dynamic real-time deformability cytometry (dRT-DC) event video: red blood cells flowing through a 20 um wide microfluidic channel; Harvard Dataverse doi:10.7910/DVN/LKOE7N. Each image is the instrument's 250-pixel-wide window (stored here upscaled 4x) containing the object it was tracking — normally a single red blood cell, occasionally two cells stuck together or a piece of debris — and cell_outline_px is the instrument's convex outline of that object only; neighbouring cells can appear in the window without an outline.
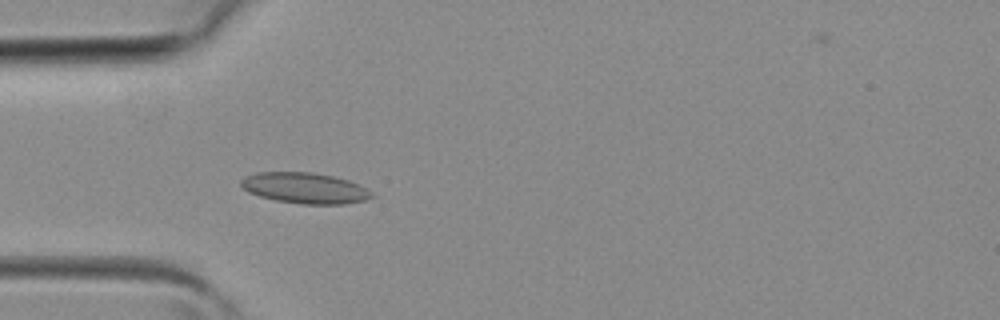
{"species": "common noctule bat (a hibernating species)", "species_latin": "Nyctalus noctula", "temperature_condition": "room temperature", "stored_images_in_passage": 33, "camera_frame_rate_fps": 3000, "um_per_image_px": 0.085, "animal": {"sex": "female", "body_mass_g": 19.3, "forearm_length_mm": 54.1}, "frame": {"image": 1, "passage_image": 8, "time_ms": 2.333, "image_size_px": [1000, 320], "cell_outline_px": [[376, 196], [368, 200], [344, 204], [300, 204], [276, 200], [260, 196], [248, 192], [240, 184], [240, 180], [244, 176], [256, 172], [312, 172], [332, 176], [348, 180], [372, 192]], "centroid_in_image_um": [25.91, 15.99], "position_along_channel_um": 59.1, "area_um2": 23.52}}
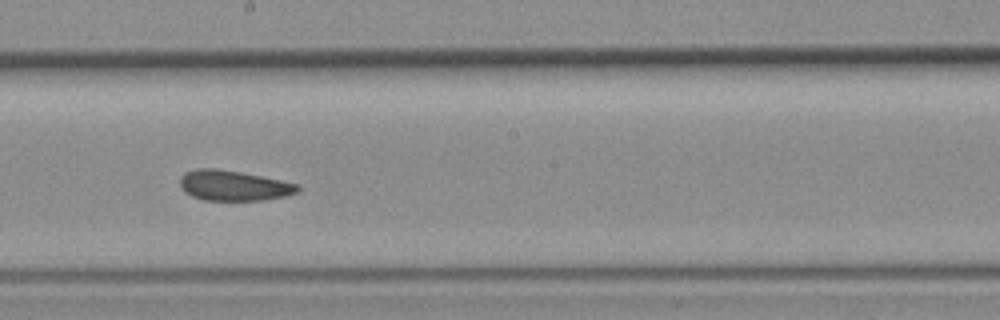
{"frame": {"image": 2, "passage_image": 18, "time_ms": 5.667, "image_size_px": [1000, 320], "cell_outline_px": [[300, 192], [284, 196], [264, 200], [204, 200], [192, 196], [184, 192], [180, 188], [180, 176], [184, 172], [196, 168], [212, 168], [240, 172], [280, 180], [296, 184], [300, 188]], "centroid_in_image_um": [19.81, 15.77], "position_along_channel_um": 228.4, "area_um2": 20.75}}
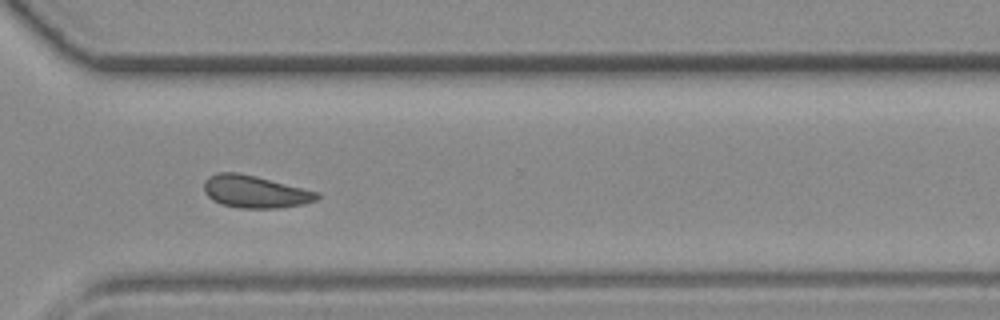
{"frame": {"image": 3, "passage_image": 25, "time_ms": 8.0, "image_size_px": [1000, 320], "cell_outline_px": [[320, 196], [316, 200], [300, 204], [276, 208], [240, 208], [220, 204], [212, 200], [204, 192], [204, 180], [208, 176], [220, 172], [236, 172], [256, 176], [320, 192]], "centroid_in_image_um": [21.65, 16.29], "position_along_channel_um": 349.0, "area_um2": 21.33}}